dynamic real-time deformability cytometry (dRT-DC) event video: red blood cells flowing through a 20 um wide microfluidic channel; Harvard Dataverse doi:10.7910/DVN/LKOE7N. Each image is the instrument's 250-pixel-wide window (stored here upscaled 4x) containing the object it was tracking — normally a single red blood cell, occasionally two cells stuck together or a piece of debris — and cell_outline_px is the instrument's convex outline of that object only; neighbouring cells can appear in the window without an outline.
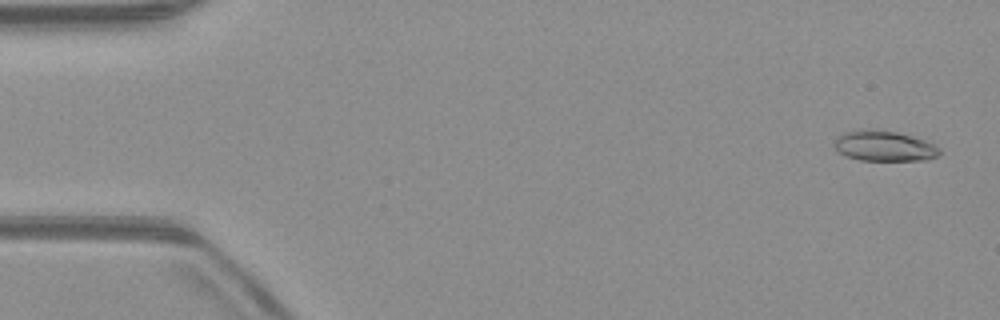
{"species": "common noctule bat (a hibernating species)", "species_latin": "Nyctalus noctula", "temperature_condition": "warm", "stored_images_in_passage": 15, "camera_frame_rate_fps": 3000, "um_per_image_px": 0.085, "animal": {"sex": "male", "body_mass_g": 23.1, "forearm_length_mm": 52.7}, "frame": {"image": 1, "passage_image": 2, "time_ms": 0.333, "image_size_px": [1000, 320], "cell_outline_px": [[944, 152], [928, 160], [860, 160], [836, 152], [832, 144], [836, 136], [844, 132], [864, 128], [876, 128], [896, 132], [912, 136], [936, 144]], "centroid_in_image_um": [75.13, 12.39], "position_along_channel_um": 9.9, "area_um2": 19.19}}